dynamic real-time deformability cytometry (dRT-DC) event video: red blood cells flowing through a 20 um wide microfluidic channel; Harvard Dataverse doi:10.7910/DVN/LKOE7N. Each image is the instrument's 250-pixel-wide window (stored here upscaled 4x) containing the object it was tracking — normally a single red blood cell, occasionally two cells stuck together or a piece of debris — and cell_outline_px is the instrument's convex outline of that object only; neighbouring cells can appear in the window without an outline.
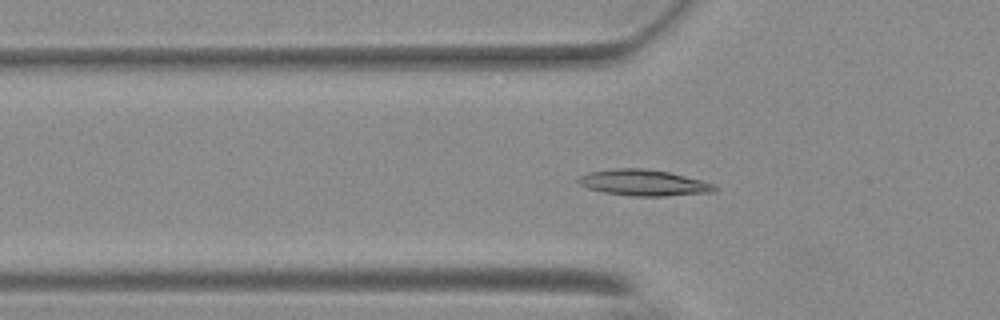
{"species": "Egyptian fruit bat (a non-hibernating species)", "species_latin": "Rousettus aegyptiacus", "temperature_condition": "warm", "stored_images_in_passage": 57, "segment_of_instrument_passage": [1, 2], "camera_frame_rate_fps": 3000, "um_per_image_px": 0.085, "animal": {"sex": "female"}, "frame": {"image": 1, "passage_image": 19, "time_ms": 6.0, "image_size_px": [1000, 320], "cell_outline_px": [[716, 188], [708, 192], [664, 196], [632, 196], [604, 192], [588, 188], [580, 184], [576, 180], [580, 176], [588, 172], [616, 168], [644, 168], [668, 172], [716, 184]], "centroid_in_image_um": [54.66, 15.52], "position_along_channel_um": 71.1, "area_um2": 20.4}}
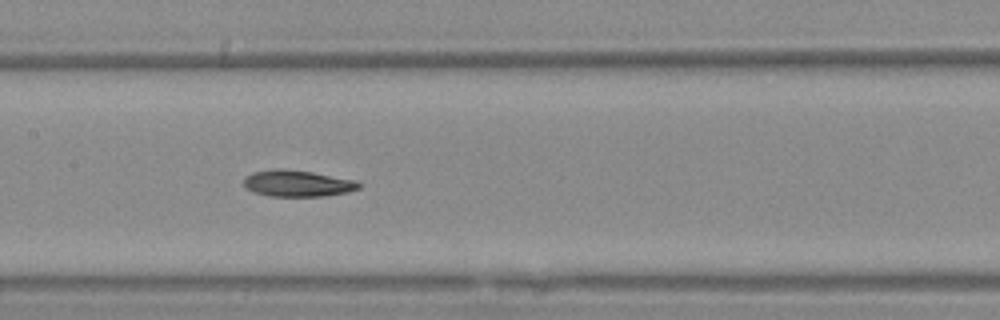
{"frame": {"image": 2, "passage_image": 28, "time_ms": 9.0, "image_size_px": [1000, 320], "cell_outline_px": [[364, 184], [360, 188], [348, 192], [324, 196], [268, 196], [252, 192], [244, 184], [244, 180], [252, 172], [272, 168], [284, 168], [312, 172], [356, 180]], "centroid_in_image_um": [25.32, 15.58], "position_along_channel_um": 182.1, "area_um2": 17.92}}
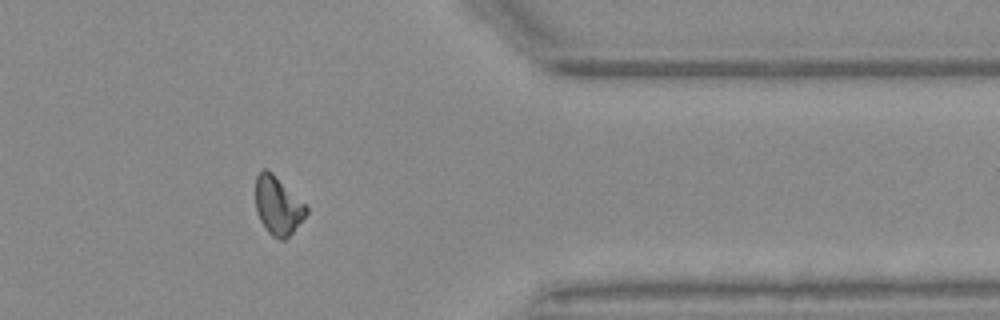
{"frame": {"image": 3, "passage_image": 46, "time_ms": 15.0, "image_size_px": [1000, 320], "cell_outline_px": [[308, 212], [292, 232], [284, 240], [280, 240], [272, 236], [268, 232], [260, 220], [256, 212], [256, 176], [264, 168], [272, 172], [308, 208]], "centroid_in_image_um": [23.59, 17.49], "position_along_channel_um": 387.8, "area_um2": 16.88}}